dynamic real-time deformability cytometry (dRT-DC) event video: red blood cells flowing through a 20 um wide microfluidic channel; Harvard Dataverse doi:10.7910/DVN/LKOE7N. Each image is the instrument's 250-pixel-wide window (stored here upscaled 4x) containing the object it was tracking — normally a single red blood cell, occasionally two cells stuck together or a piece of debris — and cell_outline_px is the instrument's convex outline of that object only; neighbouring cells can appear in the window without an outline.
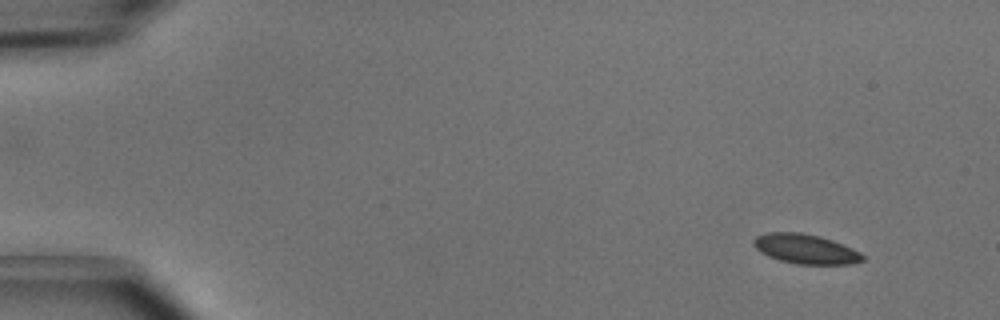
{"species": "common noctule bat (a hibernating species)", "species_latin": "Nyctalus noctula", "temperature_condition": "cold", "stored_images_in_passage": 4, "camera_frame_rate_fps": 3000, "um_per_image_px": 0.085, "animal": {"sex": "male", "body_mass_g": 15.6}, "frame": {"image": 1, "passage_image": 1, "time_ms": 0.0, "image_size_px": [1000, 320], "cell_outline_px": [[864, 260], [852, 264], [796, 264], [780, 260], [768, 256], [760, 252], [752, 244], [752, 240], [756, 236], [768, 232], [800, 232], [820, 236], [832, 240], [852, 248], [860, 252], [864, 256]], "centroid_in_image_um": [68.45, 21.16], "position_along_channel_um": 16.5, "area_um2": 18.9}}
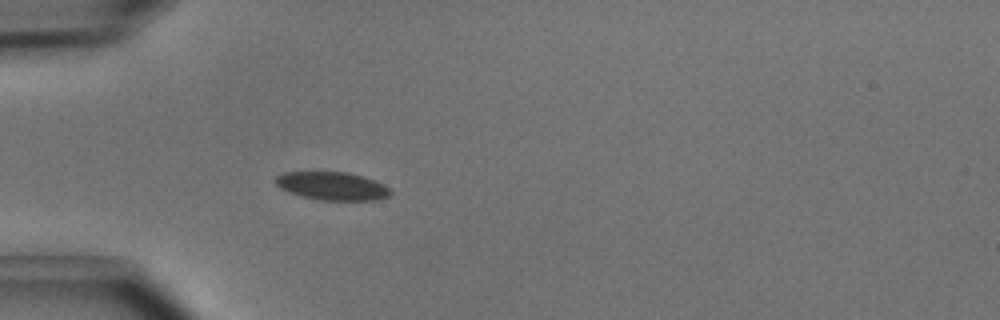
{"frame": {"image": 2, "passage_image": 4, "time_ms": 1.0, "image_size_px": [1000, 320], "cell_outline_px": [[392, 192], [388, 196], [376, 200], [320, 200], [288, 192], [280, 188], [276, 184], [276, 176], [284, 172], [348, 172], [364, 176], [384, 184], [392, 188]], "centroid_in_image_um": [28.28, 15.8], "position_along_channel_um": 56.7, "area_um2": 18.9}}